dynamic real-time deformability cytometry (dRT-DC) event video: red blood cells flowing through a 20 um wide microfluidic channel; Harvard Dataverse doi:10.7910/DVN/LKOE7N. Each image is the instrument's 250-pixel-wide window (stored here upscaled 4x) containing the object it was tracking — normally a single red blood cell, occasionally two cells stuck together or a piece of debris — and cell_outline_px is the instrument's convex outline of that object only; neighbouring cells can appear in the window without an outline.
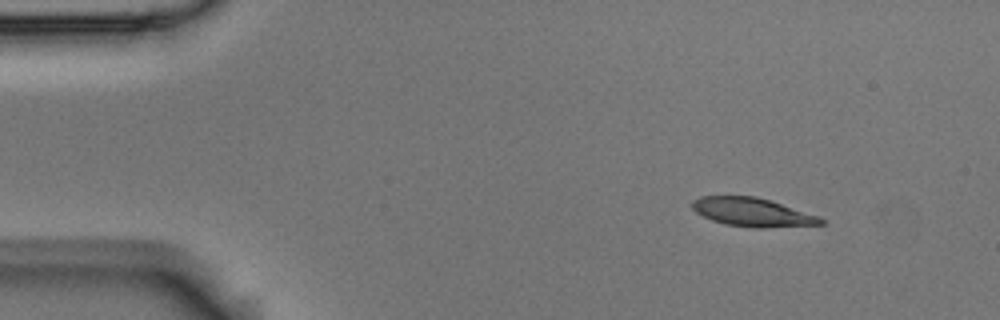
{"species": "Egyptian fruit bat (a non-hibernating species)", "species_latin": "Rousettus aegyptiacus", "temperature_condition": "room temperature", "stored_images_in_passage": 4, "camera_frame_rate_fps": 3000, "um_per_image_px": 0.085, "animal": {"sex": "male"}, "frame": {"image": 1, "passage_image": 1, "time_ms": 0.0, "image_size_px": [1000, 320], "cell_outline_px": [[824, 224], [764, 228], [752, 228], [724, 224], [712, 220], [696, 212], [692, 208], [692, 200], [700, 196], [756, 196], [816, 216], [824, 220]], "centroid_in_image_um": [63.88, 18.04], "position_along_channel_um": 21.1, "area_um2": 21.1}}
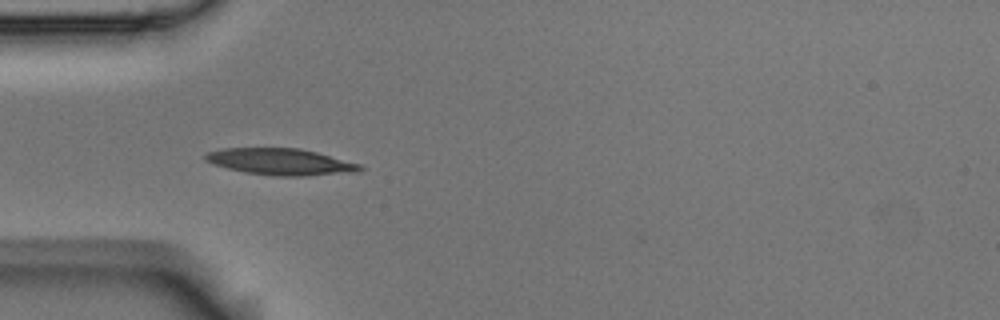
{"frame": {"image": 2, "passage_image": 4, "time_ms": 1.0, "image_size_px": [1000, 320], "cell_outline_px": [[364, 168], [356, 172], [308, 176], [272, 176], [244, 172], [212, 164], [204, 160], [204, 156], [208, 152], [224, 148], [300, 148], [316, 152], [360, 164]], "centroid_in_image_um": [23.84, 13.76], "position_along_channel_um": 61.2, "area_um2": 23.93}}